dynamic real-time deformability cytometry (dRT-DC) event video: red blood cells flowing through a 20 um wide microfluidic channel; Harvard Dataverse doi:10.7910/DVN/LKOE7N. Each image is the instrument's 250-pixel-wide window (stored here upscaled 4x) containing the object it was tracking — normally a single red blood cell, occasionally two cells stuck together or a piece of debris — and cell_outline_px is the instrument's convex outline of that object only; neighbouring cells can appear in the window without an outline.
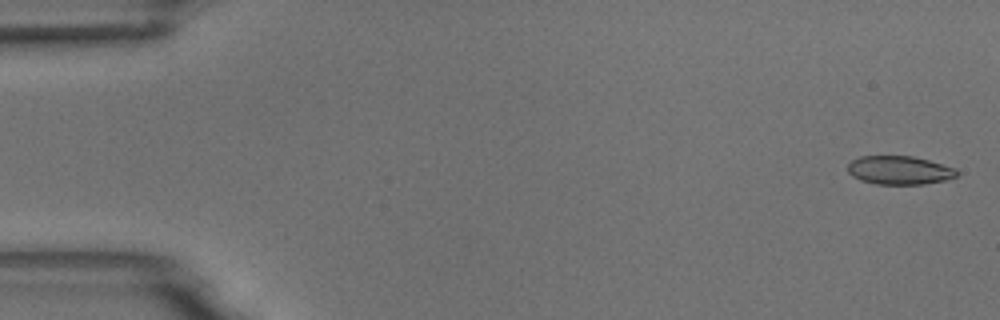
{"species": "common noctule bat (a hibernating species)", "species_latin": "Nyctalus noctula", "temperature_condition": "room temperature", "stored_images_in_passage": 55, "camera_frame_rate_fps": 3000, "um_per_image_px": 0.085, "animal": {"sex": "male", "body_mass_g": 18.8}, "frame": {"image": 1, "passage_image": 2, "time_ms": 0.333, "image_size_px": [1000, 320], "cell_outline_px": [[960, 172], [956, 176], [944, 180], [924, 184], [876, 184], [860, 180], [852, 176], [848, 172], [848, 164], [852, 160], [860, 156], [912, 156], [928, 160], [956, 168]], "centroid_in_image_um": [76.44, 14.47], "position_along_channel_um": 8.6, "area_um2": 18.15}}
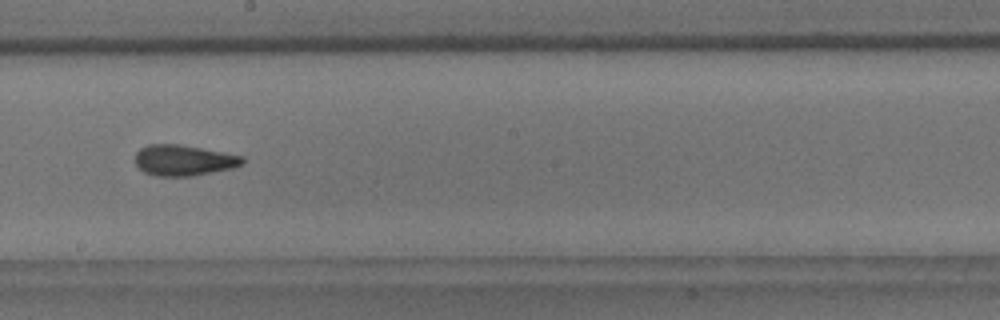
{"frame": {"image": 2, "passage_image": 31, "time_ms": 10.0, "image_size_px": [1000, 320], "cell_outline_px": [[244, 164], [232, 168], [192, 176], [156, 176], [144, 172], [136, 164], [136, 152], [140, 148], [148, 144], [180, 144], [224, 152], [244, 156]], "centroid_in_image_um": [15.63, 13.62], "position_along_channel_um": 232.6, "area_um2": 19.31}}
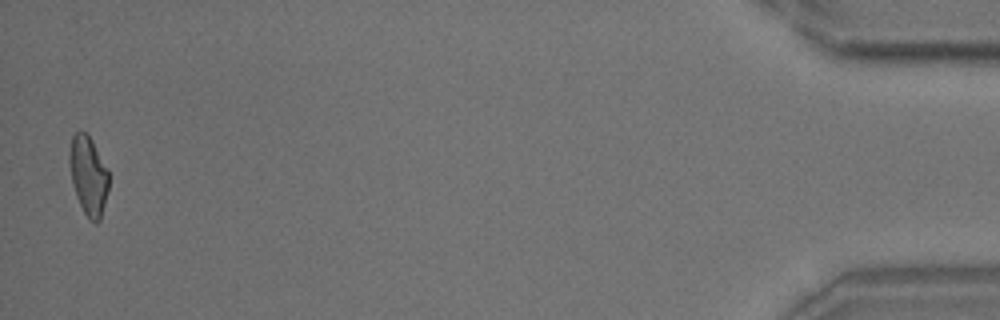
{"frame": {"image": 3, "passage_image": 54, "time_ms": 17.667, "image_size_px": [1000, 320], "cell_outline_px": [[108, 188], [100, 220], [96, 224], [88, 220], [76, 196], [72, 180], [68, 160], [68, 152], [72, 136], [76, 132], [84, 132], [92, 140], [108, 168]], "centroid_in_image_um": [7.5, 14.92], "position_along_channel_um": 427.7, "area_um2": 18.09}, "authors_computed_cell_mechanics": {"area_um2": 18.785, "velocity_mm_per_s": 3.7236, "shape_relaxation_time_tau1_ms": 7.8039, "shape_relaxation_time_tau2_ms": 1.705, "deformation_change_tau1": 0.1852, "deformation_change_tau2": 0.0932}}